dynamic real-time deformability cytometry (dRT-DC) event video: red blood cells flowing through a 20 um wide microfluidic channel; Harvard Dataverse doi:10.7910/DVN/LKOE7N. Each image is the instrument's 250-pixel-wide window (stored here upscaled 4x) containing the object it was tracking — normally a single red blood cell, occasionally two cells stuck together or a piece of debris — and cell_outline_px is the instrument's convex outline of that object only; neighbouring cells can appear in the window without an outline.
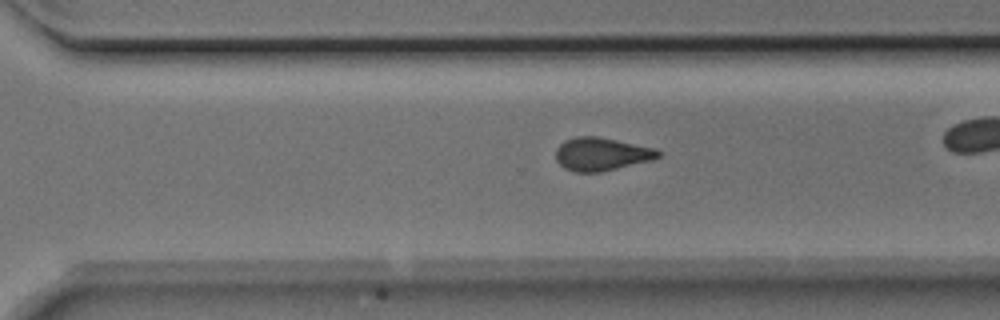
{"species": "Egyptian fruit bat (a non-hibernating species)", "species_latin": "Rousettus aegyptiacus", "temperature_condition": "room temperature", "stored_images_in_passage": 37, "camera_frame_rate_fps": 3000, "um_per_image_px": 0.085, "animal": {"sex": "male"}, "frame": {"image": 1, "passage_image": 32, "time_ms": 10.333, "image_size_px": [1000, 320], "cell_outline_px": [[660, 156], [652, 160], [600, 172], [572, 172], [564, 168], [556, 160], [556, 148], [564, 140], [576, 136], [596, 136], [656, 148], [660, 152]], "centroid_in_image_um": [51.1, 13.1], "position_along_channel_um": 319.5, "area_um2": 19.77}}